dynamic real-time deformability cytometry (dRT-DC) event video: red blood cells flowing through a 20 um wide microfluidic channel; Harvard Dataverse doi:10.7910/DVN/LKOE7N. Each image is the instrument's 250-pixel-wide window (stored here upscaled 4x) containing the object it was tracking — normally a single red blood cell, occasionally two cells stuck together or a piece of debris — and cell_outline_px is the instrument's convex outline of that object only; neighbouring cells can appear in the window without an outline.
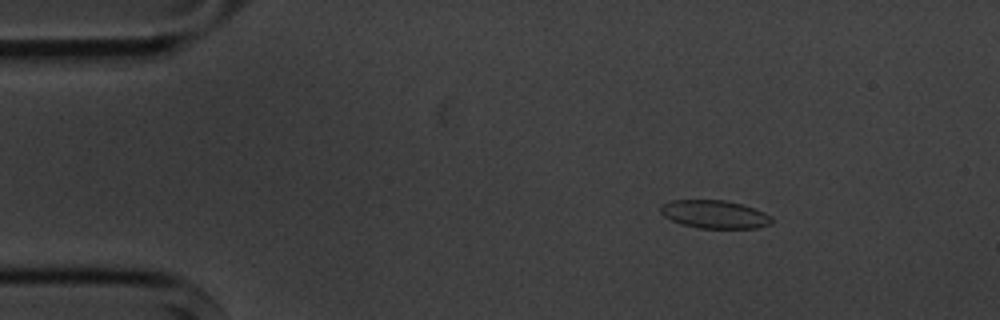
{"species": "common noctule bat (a hibernating species)", "species_latin": "Nyctalus noctula", "temperature_condition": "cold", "stored_images_in_passage": 5, "camera_frame_rate_fps": 3000, "um_per_image_px": 0.085, "animal": {"sex": "male", "body_mass_g": 20.1, "forearm_length_mm": 53.5}, "frame": {"image": 1, "passage_image": 3, "time_ms": 2.333, "image_size_px": [1000, 320], "cell_outline_px": [[772, 224], [756, 228], [700, 228], [684, 224], [672, 220], [664, 216], [660, 212], [660, 204], [672, 200], [724, 200], [740, 204], [764, 212], [772, 216]], "centroid_in_image_um": [60.74, 18.21], "position_along_channel_um": 24.3, "area_um2": 18.09}}